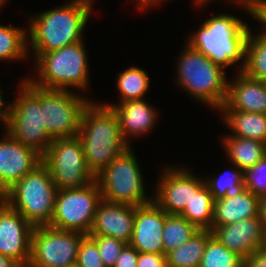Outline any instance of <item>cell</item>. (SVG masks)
Segmentation results:
<instances>
[{"mask_svg": "<svg viewBox=\"0 0 266 267\" xmlns=\"http://www.w3.org/2000/svg\"><path fill=\"white\" fill-rule=\"evenodd\" d=\"M77 137L83 148L86 165L94 177L130 147L122 137L114 110L91 101L82 112Z\"/></svg>", "mask_w": 266, "mask_h": 267, "instance_id": "obj_1", "label": "cell"}, {"mask_svg": "<svg viewBox=\"0 0 266 267\" xmlns=\"http://www.w3.org/2000/svg\"><path fill=\"white\" fill-rule=\"evenodd\" d=\"M94 0H72L59 8L41 12L30 18L28 38L36 60L47 53L83 41Z\"/></svg>", "mask_w": 266, "mask_h": 267, "instance_id": "obj_2", "label": "cell"}, {"mask_svg": "<svg viewBox=\"0 0 266 267\" xmlns=\"http://www.w3.org/2000/svg\"><path fill=\"white\" fill-rule=\"evenodd\" d=\"M249 32L248 25L238 17L220 13L204 21L186 43L224 69L242 59V71Z\"/></svg>", "mask_w": 266, "mask_h": 267, "instance_id": "obj_3", "label": "cell"}, {"mask_svg": "<svg viewBox=\"0 0 266 267\" xmlns=\"http://www.w3.org/2000/svg\"><path fill=\"white\" fill-rule=\"evenodd\" d=\"M19 88L18 98L10 104H4L5 131L43 157L53 139L48 135L43 123L40 87L24 78Z\"/></svg>", "mask_w": 266, "mask_h": 267, "instance_id": "obj_4", "label": "cell"}, {"mask_svg": "<svg viewBox=\"0 0 266 267\" xmlns=\"http://www.w3.org/2000/svg\"><path fill=\"white\" fill-rule=\"evenodd\" d=\"M58 188L42 162L4 193V202L19 212L33 227L50 224Z\"/></svg>", "mask_w": 266, "mask_h": 267, "instance_id": "obj_5", "label": "cell"}, {"mask_svg": "<svg viewBox=\"0 0 266 267\" xmlns=\"http://www.w3.org/2000/svg\"><path fill=\"white\" fill-rule=\"evenodd\" d=\"M35 62L37 79H27L37 87L53 90L75 87L85 90L90 84L88 55L83 41L42 53Z\"/></svg>", "mask_w": 266, "mask_h": 267, "instance_id": "obj_6", "label": "cell"}, {"mask_svg": "<svg viewBox=\"0 0 266 267\" xmlns=\"http://www.w3.org/2000/svg\"><path fill=\"white\" fill-rule=\"evenodd\" d=\"M181 53L176 75L179 87L197 101L219 110L227 96L228 80L224 68L188 44Z\"/></svg>", "mask_w": 266, "mask_h": 267, "instance_id": "obj_7", "label": "cell"}, {"mask_svg": "<svg viewBox=\"0 0 266 267\" xmlns=\"http://www.w3.org/2000/svg\"><path fill=\"white\" fill-rule=\"evenodd\" d=\"M129 147L99 175L102 199L113 203L140 206L153 201L145 195L144 181L136 156Z\"/></svg>", "mask_w": 266, "mask_h": 267, "instance_id": "obj_8", "label": "cell"}, {"mask_svg": "<svg viewBox=\"0 0 266 267\" xmlns=\"http://www.w3.org/2000/svg\"><path fill=\"white\" fill-rule=\"evenodd\" d=\"M101 200L102 195L96 180L82 188L58 190L55 211L49 226L88 235Z\"/></svg>", "mask_w": 266, "mask_h": 267, "instance_id": "obj_9", "label": "cell"}, {"mask_svg": "<svg viewBox=\"0 0 266 267\" xmlns=\"http://www.w3.org/2000/svg\"><path fill=\"white\" fill-rule=\"evenodd\" d=\"M89 103L75 91L40 88V107L48 135L52 139L77 137L82 112Z\"/></svg>", "mask_w": 266, "mask_h": 267, "instance_id": "obj_10", "label": "cell"}, {"mask_svg": "<svg viewBox=\"0 0 266 267\" xmlns=\"http://www.w3.org/2000/svg\"><path fill=\"white\" fill-rule=\"evenodd\" d=\"M42 162L58 190L82 188L95 180L86 165L78 137L53 139Z\"/></svg>", "mask_w": 266, "mask_h": 267, "instance_id": "obj_11", "label": "cell"}, {"mask_svg": "<svg viewBox=\"0 0 266 267\" xmlns=\"http://www.w3.org/2000/svg\"><path fill=\"white\" fill-rule=\"evenodd\" d=\"M85 236L49 225L34 227L27 267H67L76 264L79 246Z\"/></svg>", "mask_w": 266, "mask_h": 267, "instance_id": "obj_12", "label": "cell"}, {"mask_svg": "<svg viewBox=\"0 0 266 267\" xmlns=\"http://www.w3.org/2000/svg\"><path fill=\"white\" fill-rule=\"evenodd\" d=\"M169 167V168H168ZM164 167L153 201L167 214H180L205 184L186 168Z\"/></svg>", "mask_w": 266, "mask_h": 267, "instance_id": "obj_13", "label": "cell"}, {"mask_svg": "<svg viewBox=\"0 0 266 267\" xmlns=\"http://www.w3.org/2000/svg\"><path fill=\"white\" fill-rule=\"evenodd\" d=\"M34 227L4 201L0 204V254L27 267Z\"/></svg>", "mask_w": 266, "mask_h": 267, "instance_id": "obj_14", "label": "cell"}, {"mask_svg": "<svg viewBox=\"0 0 266 267\" xmlns=\"http://www.w3.org/2000/svg\"><path fill=\"white\" fill-rule=\"evenodd\" d=\"M5 133L4 140L0 139V191L3 194L42 163L40 154Z\"/></svg>", "mask_w": 266, "mask_h": 267, "instance_id": "obj_15", "label": "cell"}, {"mask_svg": "<svg viewBox=\"0 0 266 267\" xmlns=\"http://www.w3.org/2000/svg\"><path fill=\"white\" fill-rule=\"evenodd\" d=\"M165 211L154 201L135 206L133 234L130 245L139 253L164 254L162 231Z\"/></svg>", "mask_w": 266, "mask_h": 267, "instance_id": "obj_16", "label": "cell"}, {"mask_svg": "<svg viewBox=\"0 0 266 267\" xmlns=\"http://www.w3.org/2000/svg\"><path fill=\"white\" fill-rule=\"evenodd\" d=\"M211 232L222 245L244 259L263 247L264 225L259 216L227 225L212 226Z\"/></svg>", "mask_w": 266, "mask_h": 267, "instance_id": "obj_17", "label": "cell"}, {"mask_svg": "<svg viewBox=\"0 0 266 267\" xmlns=\"http://www.w3.org/2000/svg\"><path fill=\"white\" fill-rule=\"evenodd\" d=\"M135 206L102 199L88 236H109L129 244L133 234Z\"/></svg>", "mask_w": 266, "mask_h": 267, "instance_id": "obj_18", "label": "cell"}, {"mask_svg": "<svg viewBox=\"0 0 266 267\" xmlns=\"http://www.w3.org/2000/svg\"><path fill=\"white\" fill-rule=\"evenodd\" d=\"M227 87L224 105L218 111H245L266 114V87L263 81L237 73Z\"/></svg>", "mask_w": 266, "mask_h": 267, "instance_id": "obj_19", "label": "cell"}, {"mask_svg": "<svg viewBox=\"0 0 266 267\" xmlns=\"http://www.w3.org/2000/svg\"><path fill=\"white\" fill-rule=\"evenodd\" d=\"M114 110L124 140L128 143L129 136L135 138L145 135L157 119V111L144 99L128 100L119 104H103Z\"/></svg>", "mask_w": 266, "mask_h": 267, "instance_id": "obj_20", "label": "cell"}, {"mask_svg": "<svg viewBox=\"0 0 266 267\" xmlns=\"http://www.w3.org/2000/svg\"><path fill=\"white\" fill-rule=\"evenodd\" d=\"M259 216V197L245 189L234 197L214 200L212 226H222Z\"/></svg>", "mask_w": 266, "mask_h": 267, "instance_id": "obj_21", "label": "cell"}, {"mask_svg": "<svg viewBox=\"0 0 266 267\" xmlns=\"http://www.w3.org/2000/svg\"><path fill=\"white\" fill-rule=\"evenodd\" d=\"M231 135L262 141L266 144V114L245 111H220Z\"/></svg>", "mask_w": 266, "mask_h": 267, "instance_id": "obj_22", "label": "cell"}, {"mask_svg": "<svg viewBox=\"0 0 266 267\" xmlns=\"http://www.w3.org/2000/svg\"><path fill=\"white\" fill-rule=\"evenodd\" d=\"M222 141L230 162L243 171L253 167L266 155V144L259 140L227 136Z\"/></svg>", "mask_w": 266, "mask_h": 267, "instance_id": "obj_23", "label": "cell"}, {"mask_svg": "<svg viewBox=\"0 0 266 267\" xmlns=\"http://www.w3.org/2000/svg\"><path fill=\"white\" fill-rule=\"evenodd\" d=\"M210 230H199L191 239L166 254L167 267H199Z\"/></svg>", "mask_w": 266, "mask_h": 267, "instance_id": "obj_24", "label": "cell"}, {"mask_svg": "<svg viewBox=\"0 0 266 267\" xmlns=\"http://www.w3.org/2000/svg\"><path fill=\"white\" fill-rule=\"evenodd\" d=\"M214 198L209 188L204 184L194 194L190 204L179 214L199 230L212 229Z\"/></svg>", "mask_w": 266, "mask_h": 267, "instance_id": "obj_25", "label": "cell"}, {"mask_svg": "<svg viewBox=\"0 0 266 267\" xmlns=\"http://www.w3.org/2000/svg\"><path fill=\"white\" fill-rule=\"evenodd\" d=\"M199 229L179 214L165 212V225L162 231L164 255L177 249L191 239Z\"/></svg>", "mask_w": 266, "mask_h": 267, "instance_id": "obj_26", "label": "cell"}, {"mask_svg": "<svg viewBox=\"0 0 266 267\" xmlns=\"http://www.w3.org/2000/svg\"><path fill=\"white\" fill-rule=\"evenodd\" d=\"M248 77L266 80V35L262 32L253 35L250 30L245 55V66L242 70Z\"/></svg>", "mask_w": 266, "mask_h": 267, "instance_id": "obj_27", "label": "cell"}, {"mask_svg": "<svg viewBox=\"0 0 266 267\" xmlns=\"http://www.w3.org/2000/svg\"><path fill=\"white\" fill-rule=\"evenodd\" d=\"M28 32L23 28L0 25V60H21L28 53Z\"/></svg>", "mask_w": 266, "mask_h": 267, "instance_id": "obj_28", "label": "cell"}, {"mask_svg": "<svg viewBox=\"0 0 266 267\" xmlns=\"http://www.w3.org/2000/svg\"><path fill=\"white\" fill-rule=\"evenodd\" d=\"M149 75L138 67H129L119 73L117 88L120 91V103L128 100L144 99L147 89L150 87Z\"/></svg>", "mask_w": 266, "mask_h": 267, "instance_id": "obj_29", "label": "cell"}, {"mask_svg": "<svg viewBox=\"0 0 266 267\" xmlns=\"http://www.w3.org/2000/svg\"><path fill=\"white\" fill-rule=\"evenodd\" d=\"M233 171L229 170L216 176V178H206L205 184L209 188L214 200L222 197H234L245 190L244 171L237 166Z\"/></svg>", "mask_w": 266, "mask_h": 267, "instance_id": "obj_30", "label": "cell"}, {"mask_svg": "<svg viewBox=\"0 0 266 267\" xmlns=\"http://www.w3.org/2000/svg\"><path fill=\"white\" fill-rule=\"evenodd\" d=\"M199 267H244V258L230 251L212 235L207 240Z\"/></svg>", "mask_w": 266, "mask_h": 267, "instance_id": "obj_31", "label": "cell"}, {"mask_svg": "<svg viewBox=\"0 0 266 267\" xmlns=\"http://www.w3.org/2000/svg\"><path fill=\"white\" fill-rule=\"evenodd\" d=\"M244 184L245 189L254 196L260 198L266 195V155L253 167L244 171Z\"/></svg>", "mask_w": 266, "mask_h": 267, "instance_id": "obj_32", "label": "cell"}, {"mask_svg": "<svg viewBox=\"0 0 266 267\" xmlns=\"http://www.w3.org/2000/svg\"><path fill=\"white\" fill-rule=\"evenodd\" d=\"M98 246L105 267H114L117 258L126 245L122 240L109 236H90Z\"/></svg>", "mask_w": 266, "mask_h": 267, "instance_id": "obj_33", "label": "cell"}, {"mask_svg": "<svg viewBox=\"0 0 266 267\" xmlns=\"http://www.w3.org/2000/svg\"><path fill=\"white\" fill-rule=\"evenodd\" d=\"M76 265L78 267H105L97 243L88 235L80 243Z\"/></svg>", "mask_w": 266, "mask_h": 267, "instance_id": "obj_34", "label": "cell"}, {"mask_svg": "<svg viewBox=\"0 0 266 267\" xmlns=\"http://www.w3.org/2000/svg\"><path fill=\"white\" fill-rule=\"evenodd\" d=\"M139 252L130 244H126L116 260L114 267H137Z\"/></svg>", "mask_w": 266, "mask_h": 267, "instance_id": "obj_35", "label": "cell"}, {"mask_svg": "<svg viewBox=\"0 0 266 267\" xmlns=\"http://www.w3.org/2000/svg\"><path fill=\"white\" fill-rule=\"evenodd\" d=\"M137 267H167L166 255L139 253Z\"/></svg>", "mask_w": 266, "mask_h": 267, "instance_id": "obj_36", "label": "cell"}, {"mask_svg": "<svg viewBox=\"0 0 266 267\" xmlns=\"http://www.w3.org/2000/svg\"><path fill=\"white\" fill-rule=\"evenodd\" d=\"M244 267H266V248L261 247L246 257Z\"/></svg>", "mask_w": 266, "mask_h": 267, "instance_id": "obj_37", "label": "cell"}, {"mask_svg": "<svg viewBox=\"0 0 266 267\" xmlns=\"http://www.w3.org/2000/svg\"><path fill=\"white\" fill-rule=\"evenodd\" d=\"M233 3H237L241 7L248 11L251 16H255L265 5L266 0H229Z\"/></svg>", "mask_w": 266, "mask_h": 267, "instance_id": "obj_38", "label": "cell"}, {"mask_svg": "<svg viewBox=\"0 0 266 267\" xmlns=\"http://www.w3.org/2000/svg\"><path fill=\"white\" fill-rule=\"evenodd\" d=\"M0 267H22L14 259L0 254Z\"/></svg>", "mask_w": 266, "mask_h": 267, "instance_id": "obj_39", "label": "cell"}, {"mask_svg": "<svg viewBox=\"0 0 266 267\" xmlns=\"http://www.w3.org/2000/svg\"><path fill=\"white\" fill-rule=\"evenodd\" d=\"M259 217L266 224V195L259 198Z\"/></svg>", "mask_w": 266, "mask_h": 267, "instance_id": "obj_40", "label": "cell"}, {"mask_svg": "<svg viewBox=\"0 0 266 267\" xmlns=\"http://www.w3.org/2000/svg\"><path fill=\"white\" fill-rule=\"evenodd\" d=\"M253 18L257 19L265 26L262 33L266 35V5Z\"/></svg>", "mask_w": 266, "mask_h": 267, "instance_id": "obj_41", "label": "cell"}, {"mask_svg": "<svg viewBox=\"0 0 266 267\" xmlns=\"http://www.w3.org/2000/svg\"><path fill=\"white\" fill-rule=\"evenodd\" d=\"M164 0H148V3L151 5V6H156V5H158V3H160V2H163ZM166 1V0H165ZM208 2H210V0H194V3H196V5H205L206 3ZM156 4V5H155Z\"/></svg>", "mask_w": 266, "mask_h": 267, "instance_id": "obj_42", "label": "cell"}, {"mask_svg": "<svg viewBox=\"0 0 266 267\" xmlns=\"http://www.w3.org/2000/svg\"><path fill=\"white\" fill-rule=\"evenodd\" d=\"M1 89H0V121L2 120L3 122V115H4V104L5 102L3 101Z\"/></svg>", "mask_w": 266, "mask_h": 267, "instance_id": "obj_43", "label": "cell"}, {"mask_svg": "<svg viewBox=\"0 0 266 267\" xmlns=\"http://www.w3.org/2000/svg\"><path fill=\"white\" fill-rule=\"evenodd\" d=\"M137 2L140 9H148V7H151V5L148 3V0H137Z\"/></svg>", "mask_w": 266, "mask_h": 267, "instance_id": "obj_44", "label": "cell"}, {"mask_svg": "<svg viewBox=\"0 0 266 267\" xmlns=\"http://www.w3.org/2000/svg\"><path fill=\"white\" fill-rule=\"evenodd\" d=\"M263 247L266 248V224L264 225V241H263Z\"/></svg>", "mask_w": 266, "mask_h": 267, "instance_id": "obj_45", "label": "cell"}, {"mask_svg": "<svg viewBox=\"0 0 266 267\" xmlns=\"http://www.w3.org/2000/svg\"><path fill=\"white\" fill-rule=\"evenodd\" d=\"M4 201V194L0 191V204Z\"/></svg>", "mask_w": 266, "mask_h": 267, "instance_id": "obj_46", "label": "cell"}, {"mask_svg": "<svg viewBox=\"0 0 266 267\" xmlns=\"http://www.w3.org/2000/svg\"><path fill=\"white\" fill-rule=\"evenodd\" d=\"M7 0H0V7L3 6Z\"/></svg>", "mask_w": 266, "mask_h": 267, "instance_id": "obj_47", "label": "cell"}, {"mask_svg": "<svg viewBox=\"0 0 266 267\" xmlns=\"http://www.w3.org/2000/svg\"><path fill=\"white\" fill-rule=\"evenodd\" d=\"M67 267H78L76 264H73V265H70V266H67Z\"/></svg>", "mask_w": 266, "mask_h": 267, "instance_id": "obj_48", "label": "cell"}]
</instances>
